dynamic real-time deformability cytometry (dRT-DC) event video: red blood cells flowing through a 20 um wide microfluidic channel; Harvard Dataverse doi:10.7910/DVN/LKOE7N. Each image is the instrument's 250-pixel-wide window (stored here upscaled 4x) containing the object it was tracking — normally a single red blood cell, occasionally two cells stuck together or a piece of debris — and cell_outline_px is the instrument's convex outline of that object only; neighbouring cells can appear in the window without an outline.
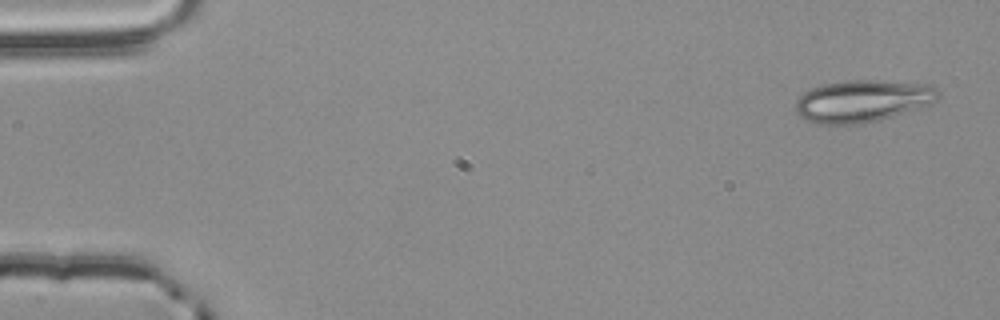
{"species": "common noctule bat (a hibernating species)", "species_latin": "Nyctalus noctula", "temperature_condition": "room temperature", "stored_images_in_passage": 52, "camera_frame_rate_fps": 3000, "um_per_image_px": 0.085, "animal": {"sex": "male", "body_mass_g": 20.4}, "frame": {"image": 1, "passage_image": 1, "time_ms": 0.0, "image_size_px": [1000, 320], "cell_outline_px": [[940, 96], [936, 100], [928, 104], [880, 120], [864, 124], [820, 124], [808, 120], [800, 116], [796, 112], [796, 100], [804, 92], [812, 88], [824, 84], [844, 80], [880, 80], [928, 84], [936, 88], [940, 92]], "centroid_in_image_um": [73.31, 8.57], "position_along_channel_um": 11.7, "area_um2": 34.91}}
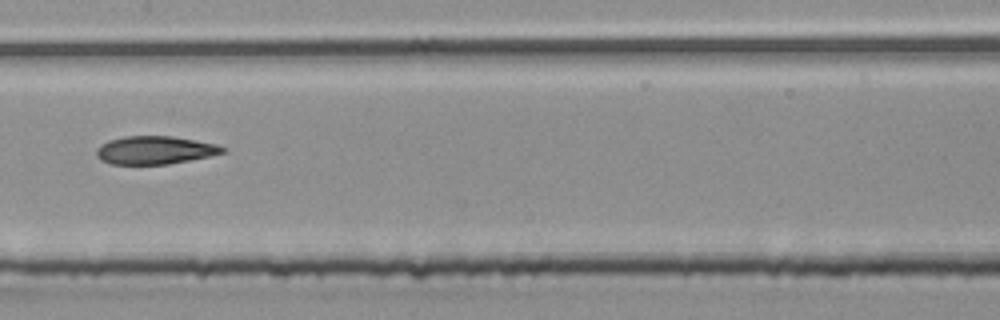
{"frame": {"image": 2, "passage_image": 26, "time_ms": 8.333, "image_size_px": [1000, 320], "cell_outline_px": [[228, 152], [168, 164], [112, 164], [100, 160], [96, 156], [96, 148], [100, 144], [108, 140], [124, 136], [172, 136], [196, 140], [216, 144], [224, 148]], "centroid_in_image_um": [13.13, 12.75], "position_along_channel_um": 194.3, "area_um2": 20.69}}
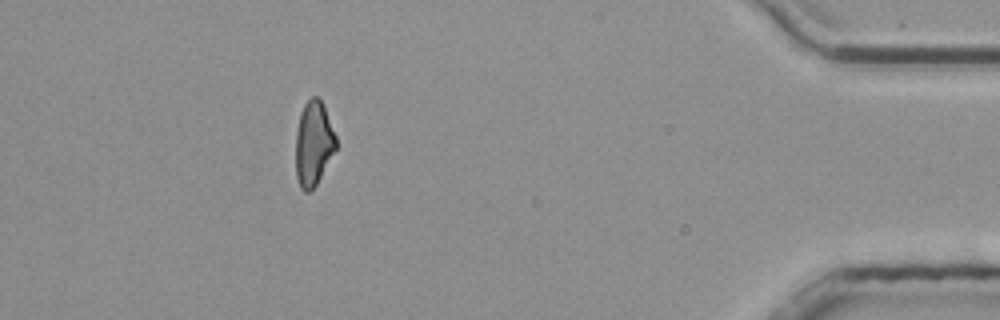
{"frame": {"image": 3, "passage_image": 47, "time_ms": 15.333, "image_size_px": [1000, 320], "cell_outline_px": [[336, 148], [316, 184], [308, 192], [304, 192], [300, 188], [296, 176], [296, 132], [300, 112], [304, 104], [312, 96], [316, 96], [320, 100], [324, 108], [336, 136]], "centroid_in_image_um": [26.62, 12.2], "position_along_channel_um": 408.6, "area_um2": 19.54}, "authors_computed_cell_mechanics": {"area_um2": 21.3282, "velocity_mm_per_s": 3.8709, "shape_relaxation_time_tau1_ms": null, "shape_relaxation_time_tau2_ms": 5.9355, "deformation_change_tau1": null, "deformation_change_tau2": 0.1608}}